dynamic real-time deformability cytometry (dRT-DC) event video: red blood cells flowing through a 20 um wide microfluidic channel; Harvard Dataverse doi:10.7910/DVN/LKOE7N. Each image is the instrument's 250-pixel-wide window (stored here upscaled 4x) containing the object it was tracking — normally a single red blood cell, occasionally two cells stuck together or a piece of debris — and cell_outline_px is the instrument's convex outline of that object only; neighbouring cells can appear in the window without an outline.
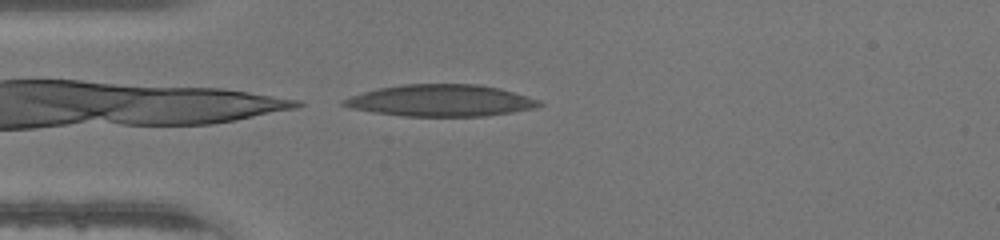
{"species": "human", "species_latin": "Homo sapiens", "temperature_condition": "warm", "stored_images_in_passage": 11, "camera_frame_rate_fps": 3000, "um_per_image_px": 0.085, "donor": {"sex": "male"}, "frame": {"image": 1, "passage_image": 11, "time_ms": 3.333, "image_size_px": [1000, 240], "cell_outline_px": [[544, 104], [536, 108], [488, 116], [404, 116], [372, 112], [352, 108], [340, 104], [340, 100], [364, 92], [380, 88], [404, 84], [476, 84], [496, 88], [512, 92], [540, 100]], "centroid_in_image_um": [37.47, 8.55], "position_along_channel_um": 47.5, "area_um2": 35.95}}